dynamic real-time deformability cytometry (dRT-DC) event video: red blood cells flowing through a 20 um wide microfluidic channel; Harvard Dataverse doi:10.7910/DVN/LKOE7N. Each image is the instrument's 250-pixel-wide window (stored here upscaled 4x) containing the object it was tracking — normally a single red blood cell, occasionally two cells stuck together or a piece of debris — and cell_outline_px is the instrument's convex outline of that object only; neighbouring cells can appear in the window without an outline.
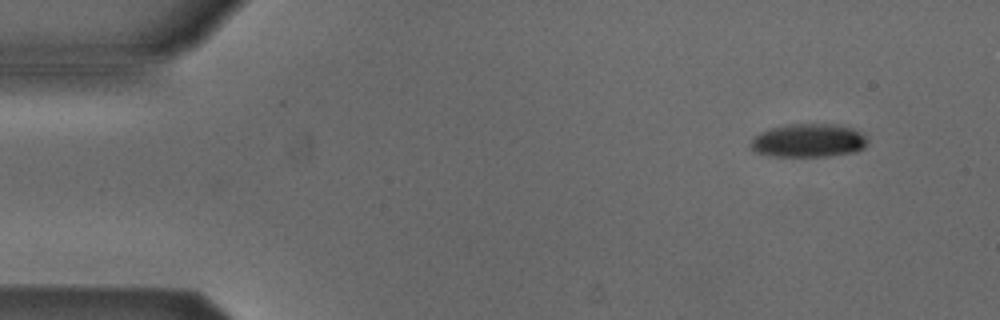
{"species": "Egyptian fruit bat (a non-hibernating species)", "species_latin": "Rousettus aegyptiacus", "temperature_condition": "cold", "stored_images_in_passage": 6, "camera_frame_rate_fps": 3000, "um_per_image_px": 0.085, "animal": {"sex": "male"}, "frame": {"image": 1, "passage_image": 2, "time_ms": 1.333, "image_size_px": [1000, 320], "cell_outline_px": [[868, 144], [864, 148], [856, 152], [828, 156], [772, 156], [756, 152], [748, 144], [760, 132], [772, 128], [792, 124], [836, 124], [852, 128], [864, 132], [868, 140]], "centroid_in_image_um": [68.78, 11.95], "position_along_channel_um": 16.2, "area_um2": 22.89}}
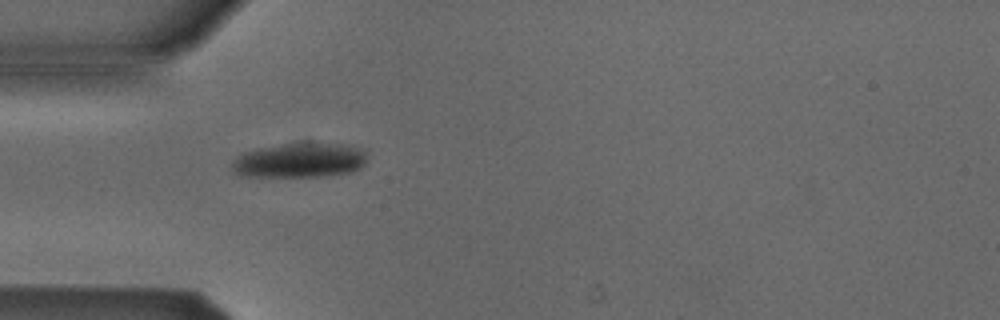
{"frame": {"image": 2, "passage_image": 5, "time_ms": 5.0, "image_size_px": [1000, 320], "cell_outline_px": [[364, 164], [360, 168], [352, 172], [324, 176], [248, 176], [236, 172], [232, 164], [236, 156], [244, 152], [256, 148], [304, 140], [308, 140], [340, 144], [360, 148], [364, 152]], "centroid_in_image_um": [25.49, 13.58], "position_along_channel_um": 59.5, "area_um2": 27.63}}
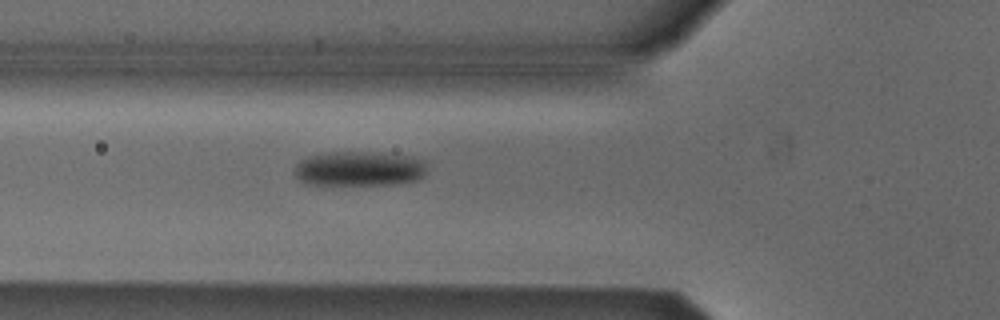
{"frame": {"image": 3, "passage_image": 6, "time_ms": 6.0, "image_size_px": [1000, 320], "cell_outline_px": [[428, 164], [424, 176], [420, 180], [396, 184], [304, 184], [296, 176], [296, 164], [312, 156], [324, 152], [364, 152], [412, 156], [424, 160]], "centroid_in_image_um": [30.62, 14.34], "position_along_channel_um": 95.2, "area_um2": 26.76}}